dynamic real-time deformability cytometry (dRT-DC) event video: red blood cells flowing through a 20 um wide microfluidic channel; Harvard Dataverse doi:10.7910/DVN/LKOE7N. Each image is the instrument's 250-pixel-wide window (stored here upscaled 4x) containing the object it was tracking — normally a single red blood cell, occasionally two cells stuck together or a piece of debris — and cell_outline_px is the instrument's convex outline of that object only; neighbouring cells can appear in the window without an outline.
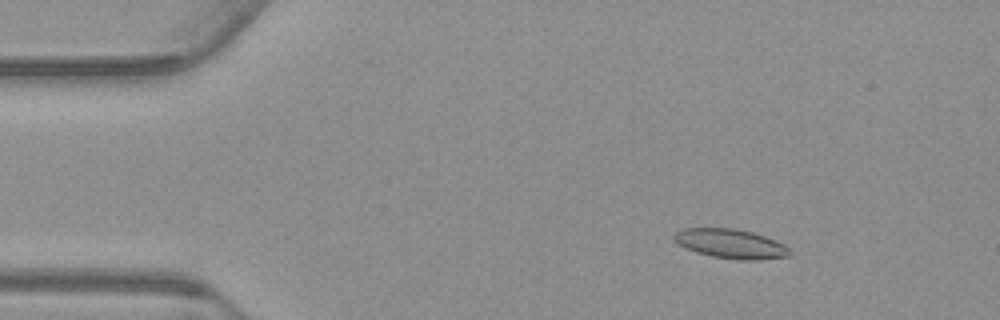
{"species": "common noctule bat (a hibernating species)", "species_latin": "Nyctalus noctula", "temperature_condition": "warm", "stored_images_in_passage": 55, "camera_frame_rate_fps": 3000, "um_per_image_px": 0.085, "animal": {"sex": "male", "body_mass_g": 23.1, "forearm_length_mm": 52.7}, "frame": {"image": 1, "passage_image": 8, "time_ms": 2.333, "image_size_px": [1000, 320], "cell_outline_px": [[792, 256], [756, 260], [740, 260], [712, 256], [696, 252], [680, 244], [672, 236], [676, 232], [684, 228], [736, 228], [752, 232], [776, 240], [784, 244], [792, 252]], "centroid_in_image_um": [62.17, 20.72], "position_along_channel_um": 22.8, "area_um2": 19.71}}
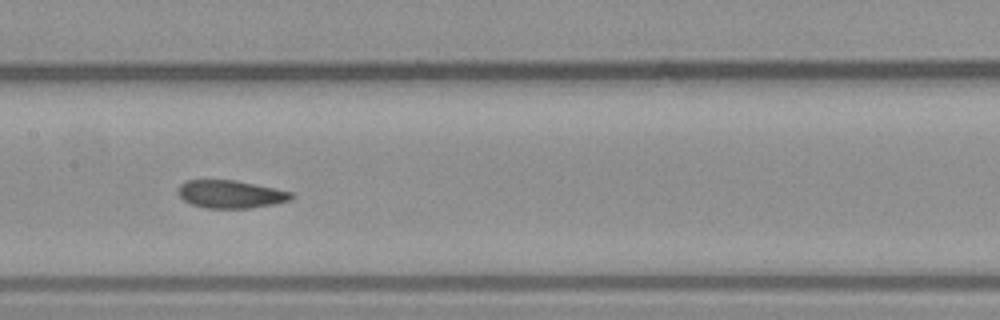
{"frame": {"image": 2, "passage_image": 27, "time_ms": 8.667, "image_size_px": [1000, 320], "cell_outline_px": [[296, 196], [292, 200], [272, 204], [248, 208], [204, 208], [192, 204], [184, 200], [180, 196], [180, 184], [184, 180], [236, 180], [276, 188], [292, 192]], "centroid_in_image_um": [19.65, 16.5], "position_along_channel_um": 187.7, "area_um2": 18.38}}
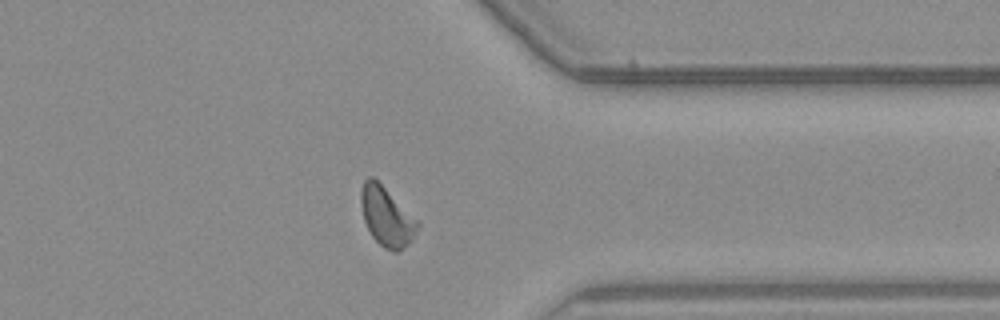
{"frame": {"image": 3, "passage_image": 43, "time_ms": 14.0, "image_size_px": [1000, 320], "cell_outline_px": [[420, 228], [412, 240], [400, 252], [392, 252], [384, 248], [372, 236], [364, 220], [360, 204], [360, 192], [364, 180], [368, 176], [372, 176], [420, 224]], "centroid_in_image_um": [32.85, 18.45], "position_along_channel_um": 378.6, "area_um2": 19.19}, "authors_computed_cell_mechanics": {"area_um2": 18.8428, "velocity_mm_per_s": 3.7501, "shape_relaxation_time_tau1_ms": null, "shape_relaxation_time_tau2_ms": 2.4633, "deformation_change_tau1": null, "deformation_change_tau2": 0.0847}}